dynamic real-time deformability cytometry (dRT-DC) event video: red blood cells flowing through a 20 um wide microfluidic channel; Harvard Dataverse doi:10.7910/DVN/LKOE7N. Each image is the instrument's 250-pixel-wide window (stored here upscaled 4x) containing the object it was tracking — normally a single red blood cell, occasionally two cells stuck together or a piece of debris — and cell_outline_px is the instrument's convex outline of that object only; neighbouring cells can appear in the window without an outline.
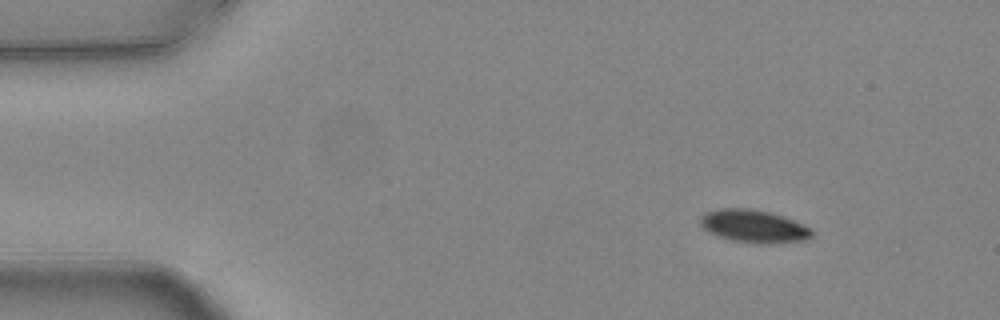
{"species": "common noctule bat (a hibernating species)", "species_latin": "Nyctalus noctula", "temperature_condition": "warm", "stored_images_in_passage": 48, "camera_frame_rate_fps": 3000, "um_per_image_px": 0.085, "animal": {"sex": "female", "body_mass_g": 24.6, "forearm_length_mm": 56.2}, "frame": {"image": 1, "passage_image": 1, "time_ms": 0.0, "image_size_px": [1000, 320], "cell_outline_px": [[812, 236], [804, 240], [764, 244], [760, 244], [732, 240], [720, 236], [704, 228], [700, 224], [700, 216], [704, 212], [720, 208], [752, 208], [784, 216], [808, 228], [812, 232]], "centroid_in_image_um": [64.03, 19.21], "position_along_channel_um": 21.0, "area_um2": 20.98}}
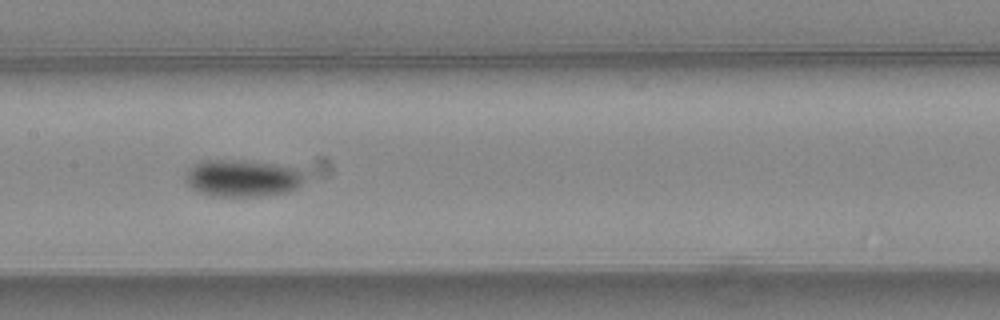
{"frame": {"image": 2, "passage_image": 21, "time_ms": 6.667, "image_size_px": [1000, 320], "cell_outline_px": [[304, 180], [296, 188], [284, 192], [260, 196], [212, 196], [196, 192], [184, 180], [184, 176], [188, 168], [204, 160], [248, 160], [276, 164], [296, 168], [304, 176]], "centroid_in_image_um": [20.55, 15.14], "position_along_channel_um": 186.9, "area_um2": 25.78}}
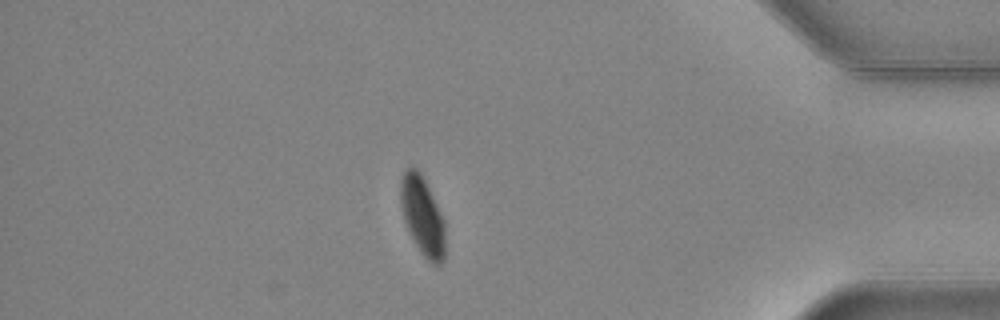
{"frame": {"image": 3, "passage_image": 41, "time_ms": 13.333, "image_size_px": [1000, 320], "cell_outline_px": [[444, 260], [440, 264], [432, 264], [420, 252], [404, 220], [400, 200], [400, 180], [404, 168], [412, 164], [420, 172], [444, 220]], "centroid_in_image_um": [35.88, 18.31], "position_along_channel_um": 399.3, "area_um2": 20.23}, "authors_computed_cell_mechanics": {"area_um2": 22.8021, "velocity_mm_per_s": 3.7809, "shape_relaxation_time_tau1_ms": 3.3259, "shape_relaxation_time_tau2_ms": null, "deformation_change_tau1": 0.097, "deformation_change_tau2": null}}